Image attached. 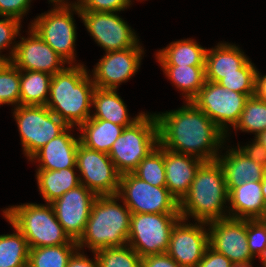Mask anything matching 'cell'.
<instances>
[{
    "instance_id": "1",
    "label": "cell",
    "mask_w": 266,
    "mask_h": 267,
    "mask_svg": "<svg viewBox=\"0 0 266 267\" xmlns=\"http://www.w3.org/2000/svg\"><path fill=\"white\" fill-rule=\"evenodd\" d=\"M154 114L159 144L167 150L203 161L217 160L223 151L226 135L191 101H184L176 110Z\"/></svg>"
},
{
    "instance_id": "51",
    "label": "cell",
    "mask_w": 266,
    "mask_h": 267,
    "mask_svg": "<svg viewBox=\"0 0 266 267\" xmlns=\"http://www.w3.org/2000/svg\"><path fill=\"white\" fill-rule=\"evenodd\" d=\"M260 263L262 267H266V256L260 259Z\"/></svg>"
},
{
    "instance_id": "6",
    "label": "cell",
    "mask_w": 266,
    "mask_h": 267,
    "mask_svg": "<svg viewBox=\"0 0 266 267\" xmlns=\"http://www.w3.org/2000/svg\"><path fill=\"white\" fill-rule=\"evenodd\" d=\"M47 12L41 13L28 25L60 56L68 65H79L76 61L77 28L74 14L81 19L77 3H52Z\"/></svg>"
},
{
    "instance_id": "4",
    "label": "cell",
    "mask_w": 266,
    "mask_h": 267,
    "mask_svg": "<svg viewBox=\"0 0 266 267\" xmlns=\"http://www.w3.org/2000/svg\"><path fill=\"white\" fill-rule=\"evenodd\" d=\"M119 200L117 195L96 197L84 233L77 241L78 249L87 247L91 252H96L128 245L132 213Z\"/></svg>"
},
{
    "instance_id": "7",
    "label": "cell",
    "mask_w": 266,
    "mask_h": 267,
    "mask_svg": "<svg viewBox=\"0 0 266 267\" xmlns=\"http://www.w3.org/2000/svg\"><path fill=\"white\" fill-rule=\"evenodd\" d=\"M159 144L155 114L144 112L132 125L125 127L108 153L118 172L132 173Z\"/></svg>"
},
{
    "instance_id": "41",
    "label": "cell",
    "mask_w": 266,
    "mask_h": 267,
    "mask_svg": "<svg viewBox=\"0 0 266 267\" xmlns=\"http://www.w3.org/2000/svg\"><path fill=\"white\" fill-rule=\"evenodd\" d=\"M252 142L240 146V143H237V147L246 154L251 160L255 161L257 164H260L266 167V149L257 139H251Z\"/></svg>"
},
{
    "instance_id": "26",
    "label": "cell",
    "mask_w": 266,
    "mask_h": 267,
    "mask_svg": "<svg viewBox=\"0 0 266 267\" xmlns=\"http://www.w3.org/2000/svg\"><path fill=\"white\" fill-rule=\"evenodd\" d=\"M76 170V171H75ZM77 167L61 170H36V180L40 196L46 203H52L70 189L81 184Z\"/></svg>"
},
{
    "instance_id": "32",
    "label": "cell",
    "mask_w": 266,
    "mask_h": 267,
    "mask_svg": "<svg viewBox=\"0 0 266 267\" xmlns=\"http://www.w3.org/2000/svg\"><path fill=\"white\" fill-rule=\"evenodd\" d=\"M233 130L252 133L258 136L266 130V102H263L256 95L247 98L240 119Z\"/></svg>"
},
{
    "instance_id": "19",
    "label": "cell",
    "mask_w": 266,
    "mask_h": 267,
    "mask_svg": "<svg viewBox=\"0 0 266 267\" xmlns=\"http://www.w3.org/2000/svg\"><path fill=\"white\" fill-rule=\"evenodd\" d=\"M68 126L61 134L40 148L28 161L39 163L36 170H61L76 167V153L80 136L75 137ZM72 133V134H71Z\"/></svg>"
},
{
    "instance_id": "39",
    "label": "cell",
    "mask_w": 266,
    "mask_h": 267,
    "mask_svg": "<svg viewBox=\"0 0 266 267\" xmlns=\"http://www.w3.org/2000/svg\"><path fill=\"white\" fill-rule=\"evenodd\" d=\"M133 2V0H79L77 4L80 11L121 12L129 9Z\"/></svg>"
},
{
    "instance_id": "29",
    "label": "cell",
    "mask_w": 266,
    "mask_h": 267,
    "mask_svg": "<svg viewBox=\"0 0 266 267\" xmlns=\"http://www.w3.org/2000/svg\"><path fill=\"white\" fill-rule=\"evenodd\" d=\"M51 78L46 72L20 70V105L46 106Z\"/></svg>"
},
{
    "instance_id": "5",
    "label": "cell",
    "mask_w": 266,
    "mask_h": 267,
    "mask_svg": "<svg viewBox=\"0 0 266 267\" xmlns=\"http://www.w3.org/2000/svg\"><path fill=\"white\" fill-rule=\"evenodd\" d=\"M3 217L25 237L30 248L77 243L64 231L50 203H24L3 208Z\"/></svg>"
},
{
    "instance_id": "21",
    "label": "cell",
    "mask_w": 266,
    "mask_h": 267,
    "mask_svg": "<svg viewBox=\"0 0 266 267\" xmlns=\"http://www.w3.org/2000/svg\"><path fill=\"white\" fill-rule=\"evenodd\" d=\"M204 161L164 148L166 188L180 202L188 193L196 171Z\"/></svg>"
},
{
    "instance_id": "50",
    "label": "cell",
    "mask_w": 266,
    "mask_h": 267,
    "mask_svg": "<svg viewBox=\"0 0 266 267\" xmlns=\"http://www.w3.org/2000/svg\"><path fill=\"white\" fill-rule=\"evenodd\" d=\"M252 262L253 261L247 263L234 264L232 267H254Z\"/></svg>"
},
{
    "instance_id": "37",
    "label": "cell",
    "mask_w": 266,
    "mask_h": 267,
    "mask_svg": "<svg viewBox=\"0 0 266 267\" xmlns=\"http://www.w3.org/2000/svg\"><path fill=\"white\" fill-rule=\"evenodd\" d=\"M0 55L4 50L9 49L8 60L11 61L16 49L17 41L21 32L22 24L19 19L0 16ZM3 18V19H2Z\"/></svg>"
},
{
    "instance_id": "14",
    "label": "cell",
    "mask_w": 266,
    "mask_h": 267,
    "mask_svg": "<svg viewBox=\"0 0 266 267\" xmlns=\"http://www.w3.org/2000/svg\"><path fill=\"white\" fill-rule=\"evenodd\" d=\"M90 73L95 87L118 89L139 71L145 54L142 46L105 52Z\"/></svg>"
},
{
    "instance_id": "18",
    "label": "cell",
    "mask_w": 266,
    "mask_h": 267,
    "mask_svg": "<svg viewBox=\"0 0 266 267\" xmlns=\"http://www.w3.org/2000/svg\"><path fill=\"white\" fill-rule=\"evenodd\" d=\"M28 36H21L11 62L19 70L40 71L51 75L61 72L68 64L30 26ZM26 37V38H25Z\"/></svg>"
},
{
    "instance_id": "16",
    "label": "cell",
    "mask_w": 266,
    "mask_h": 267,
    "mask_svg": "<svg viewBox=\"0 0 266 267\" xmlns=\"http://www.w3.org/2000/svg\"><path fill=\"white\" fill-rule=\"evenodd\" d=\"M209 247L233 264L255 260L247 245V220L226 217L208 222Z\"/></svg>"
},
{
    "instance_id": "23",
    "label": "cell",
    "mask_w": 266,
    "mask_h": 267,
    "mask_svg": "<svg viewBox=\"0 0 266 267\" xmlns=\"http://www.w3.org/2000/svg\"><path fill=\"white\" fill-rule=\"evenodd\" d=\"M228 213L231 218L244 220L265 219L266 204L262 181L246 182L228 194Z\"/></svg>"
},
{
    "instance_id": "8",
    "label": "cell",
    "mask_w": 266,
    "mask_h": 267,
    "mask_svg": "<svg viewBox=\"0 0 266 267\" xmlns=\"http://www.w3.org/2000/svg\"><path fill=\"white\" fill-rule=\"evenodd\" d=\"M12 111L27 160L68 127L46 106L19 105Z\"/></svg>"
},
{
    "instance_id": "20",
    "label": "cell",
    "mask_w": 266,
    "mask_h": 267,
    "mask_svg": "<svg viewBox=\"0 0 266 267\" xmlns=\"http://www.w3.org/2000/svg\"><path fill=\"white\" fill-rule=\"evenodd\" d=\"M229 147V149H228ZM225 153H220L217 160L221 164L226 181L228 194L246 182L262 181L266 174V167L257 164L244 154L237 146L234 148L223 146Z\"/></svg>"
},
{
    "instance_id": "24",
    "label": "cell",
    "mask_w": 266,
    "mask_h": 267,
    "mask_svg": "<svg viewBox=\"0 0 266 267\" xmlns=\"http://www.w3.org/2000/svg\"><path fill=\"white\" fill-rule=\"evenodd\" d=\"M92 113L94 119H102L114 124L128 127L132 125L144 112H139L131 118L127 105L117 93V89H102L96 87L92 95Z\"/></svg>"
},
{
    "instance_id": "44",
    "label": "cell",
    "mask_w": 266,
    "mask_h": 267,
    "mask_svg": "<svg viewBox=\"0 0 266 267\" xmlns=\"http://www.w3.org/2000/svg\"><path fill=\"white\" fill-rule=\"evenodd\" d=\"M93 258H88L84 251L77 249L70 257L67 267H100L96 253L92 252Z\"/></svg>"
},
{
    "instance_id": "43",
    "label": "cell",
    "mask_w": 266,
    "mask_h": 267,
    "mask_svg": "<svg viewBox=\"0 0 266 267\" xmlns=\"http://www.w3.org/2000/svg\"><path fill=\"white\" fill-rule=\"evenodd\" d=\"M141 267H181V266L167 253H161L141 258Z\"/></svg>"
},
{
    "instance_id": "47",
    "label": "cell",
    "mask_w": 266,
    "mask_h": 267,
    "mask_svg": "<svg viewBox=\"0 0 266 267\" xmlns=\"http://www.w3.org/2000/svg\"><path fill=\"white\" fill-rule=\"evenodd\" d=\"M9 62L8 54L0 55V70Z\"/></svg>"
},
{
    "instance_id": "3",
    "label": "cell",
    "mask_w": 266,
    "mask_h": 267,
    "mask_svg": "<svg viewBox=\"0 0 266 267\" xmlns=\"http://www.w3.org/2000/svg\"><path fill=\"white\" fill-rule=\"evenodd\" d=\"M228 191L223 168L218 160L204 161L191 183L188 193L179 202L181 218L211 222L229 217Z\"/></svg>"
},
{
    "instance_id": "31",
    "label": "cell",
    "mask_w": 266,
    "mask_h": 267,
    "mask_svg": "<svg viewBox=\"0 0 266 267\" xmlns=\"http://www.w3.org/2000/svg\"><path fill=\"white\" fill-rule=\"evenodd\" d=\"M77 249V243L30 248L28 264L30 267H67Z\"/></svg>"
},
{
    "instance_id": "42",
    "label": "cell",
    "mask_w": 266,
    "mask_h": 267,
    "mask_svg": "<svg viewBox=\"0 0 266 267\" xmlns=\"http://www.w3.org/2000/svg\"><path fill=\"white\" fill-rule=\"evenodd\" d=\"M234 264L226 256L208 247L196 267H232Z\"/></svg>"
},
{
    "instance_id": "22",
    "label": "cell",
    "mask_w": 266,
    "mask_h": 267,
    "mask_svg": "<svg viewBox=\"0 0 266 267\" xmlns=\"http://www.w3.org/2000/svg\"><path fill=\"white\" fill-rule=\"evenodd\" d=\"M249 59L239 45L226 41L218 42L206 52V80L218 83L226 75L240 74V68Z\"/></svg>"
},
{
    "instance_id": "36",
    "label": "cell",
    "mask_w": 266,
    "mask_h": 267,
    "mask_svg": "<svg viewBox=\"0 0 266 267\" xmlns=\"http://www.w3.org/2000/svg\"><path fill=\"white\" fill-rule=\"evenodd\" d=\"M257 67L249 59L241 68L240 74L226 75L218 83L224 88L245 94L247 97L255 95Z\"/></svg>"
},
{
    "instance_id": "48",
    "label": "cell",
    "mask_w": 266,
    "mask_h": 267,
    "mask_svg": "<svg viewBox=\"0 0 266 267\" xmlns=\"http://www.w3.org/2000/svg\"><path fill=\"white\" fill-rule=\"evenodd\" d=\"M262 194L265 200V204H266V174L264 179L262 180Z\"/></svg>"
},
{
    "instance_id": "34",
    "label": "cell",
    "mask_w": 266,
    "mask_h": 267,
    "mask_svg": "<svg viewBox=\"0 0 266 267\" xmlns=\"http://www.w3.org/2000/svg\"><path fill=\"white\" fill-rule=\"evenodd\" d=\"M95 253L100 267H141V257L129 245L103 248Z\"/></svg>"
},
{
    "instance_id": "30",
    "label": "cell",
    "mask_w": 266,
    "mask_h": 267,
    "mask_svg": "<svg viewBox=\"0 0 266 267\" xmlns=\"http://www.w3.org/2000/svg\"><path fill=\"white\" fill-rule=\"evenodd\" d=\"M9 224L14 232L0 235V267H24L28 264L30 247L22 233Z\"/></svg>"
},
{
    "instance_id": "46",
    "label": "cell",
    "mask_w": 266,
    "mask_h": 267,
    "mask_svg": "<svg viewBox=\"0 0 266 267\" xmlns=\"http://www.w3.org/2000/svg\"><path fill=\"white\" fill-rule=\"evenodd\" d=\"M266 149V130L261 132L258 136L255 137Z\"/></svg>"
},
{
    "instance_id": "28",
    "label": "cell",
    "mask_w": 266,
    "mask_h": 267,
    "mask_svg": "<svg viewBox=\"0 0 266 267\" xmlns=\"http://www.w3.org/2000/svg\"><path fill=\"white\" fill-rule=\"evenodd\" d=\"M171 84L181 91L185 101H191L206 82L205 66L160 65Z\"/></svg>"
},
{
    "instance_id": "17",
    "label": "cell",
    "mask_w": 266,
    "mask_h": 267,
    "mask_svg": "<svg viewBox=\"0 0 266 267\" xmlns=\"http://www.w3.org/2000/svg\"><path fill=\"white\" fill-rule=\"evenodd\" d=\"M97 195L80 184L50 203L68 236L78 241L83 235Z\"/></svg>"
},
{
    "instance_id": "12",
    "label": "cell",
    "mask_w": 266,
    "mask_h": 267,
    "mask_svg": "<svg viewBox=\"0 0 266 267\" xmlns=\"http://www.w3.org/2000/svg\"><path fill=\"white\" fill-rule=\"evenodd\" d=\"M81 20L97 46L105 52L141 46L138 34L120 12L80 11Z\"/></svg>"
},
{
    "instance_id": "2",
    "label": "cell",
    "mask_w": 266,
    "mask_h": 267,
    "mask_svg": "<svg viewBox=\"0 0 266 267\" xmlns=\"http://www.w3.org/2000/svg\"><path fill=\"white\" fill-rule=\"evenodd\" d=\"M66 66L52 75L46 107L68 126L78 129L91 117L96 87L86 65Z\"/></svg>"
},
{
    "instance_id": "13",
    "label": "cell",
    "mask_w": 266,
    "mask_h": 267,
    "mask_svg": "<svg viewBox=\"0 0 266 267\" xmlns=\"http://www.w3.org/2000/svg\"><path fill=\"white\" fill-rule=\"evenodd\" d=\"M76 167L81 184L97 196L117 195L121 174L107 153L91 150L80 143Z\"/></svg>"
},
{
    "instance_id": "49",
    "label": "cell",
    "mask_w": 266,
    "mask_h": 267,
    "mask_svg": "<svg viewBox=\"0 0 266 267\" xmlns=\"http://www.w3.org/2000/svg\"><path fill=\"white\" fill-rule=\"evenodd\" d=\"M69 0H48V4L52 3H77L79 0L76 1H69Z\"/></svg>"
},
{
    "instance_id": "15",
    "label": "cell",
    "mask_w": 266,
    "mask_h": 267,
    "mask_svg": "<svg viewBox=\"0 0 266 267\" xmlns=\"http://www.w3.org/2000/svg\"><path fill=\"white\" fill-rule=\"evenodd\" d=\"M207 226L206 222L180 218L172 228L166 253L181 267H196L209 247Z\"/></svg>"
},
{
    "instance_id": "11",
    "label": "cell",
    "mask_w": 266,
    "mask_h": 267,
    "mask_svg": "<svg viewBox=\"0 0 266 267\" xmlns=\"http://www.w3.org/2000/svg\"><path fill=\"white\" fill-rule=\"evenodd\" d=\"M117 196L131 213H180L179 202L166 186H153L133 173L121 175Z\"/></svg>"
},
{
    "instance_id": "10",
    "label": "cell",
    "mask_w": 266,
    "mask_h": 267,
    "mask_svg": "<svg viewBox=\"0 0 266 267\" xmlns=\"http://www.w3.org/2000/svg\"><path fill=\"white\" fill-rule=\"evenodd\" d=\"M247 98L245 94L206 80L191 102L215 123L228 140L232 134L231 127L233 129L238 123Z\"/></svg>"
},
{
    "instance_id": "38",
    "label": "cell",
    "mask_w": 266,
    "mask_h": 267,
    "mask_svg": "<svg viewBox=\"0 0 266 267\" xmlns=\"http://www.w3.org/2000/svg\"><path fill=\"white\" fill-rule=\"evenodd\" d=\"M247 245L251 254L258 260L266 256V221L247 220Z\"/></svg>"
},
{
    "instance_id": "27",
    "label": "cell",
    "mask_w": 266,
    "mask_h": 267,
    "mask_svg": "<svg viewBox=\"0 0 266 267\" xmlns=\"http://www.w3.org/2000/svg\"><path fill=\"white\" fill-rule=\"evenodd\" d=\"M124 128L107 120L90 117L78 128L81 132L80 143L91 150L108 154Z\"/></svg>"
},
{
    "instance_id": "33",
    "label": "cell",
    "mask_w": 266,
    "mask_h": 267,
    "mask_svg": "<svg viewBox=\"0 0 266 267\" xmlns=\"http://www.w3.org/2000/svg\"><path fill=\"white\" fill-rule=\"evenodd\" d=\"M132 173L153 186H166L164 147L158 144L153 151L140 161Z\"/></svg>"
},
{
    "instance_id": "35",
    "label": "cell",
    "mask_w": 266,
    "mask_h": 267,
    "mask_svg": "<svg viewBox=\"0 0 266 267\" xmlns=\"http://www.w3.org/2000/svg\"><path fill=\"white\" fill-rule=\"evenodd\" d=\"M20 105V70L9 61L0 70V106Z\"/></svg>"
},
{
    "instance_id": "25",
    "label": "cell",
    "mask_w": 266,
    "mask_h": 267,
    "mask_svg": "<svg viewBox=\"0 0 266 267\" xmlns=\"http://www.w3.org/2000/svg\"><path fill=\"white\" fill-rule=\"evenodd\" d=\"M207 48L194 39L187 38L170 42L157 50L154 57L159 65L205 66Z\"/></svg>"
},
{
    "instance_id": "40",
    "label": "cell",
    "mask_w": 266,
    "mask_h": 267,
    "mask_svg": "<svg viewBox=\"0 0 266 267\" xmlns=\"http://www.w3.org/2000/svg\"><path fill=\"white\" fill-rule=\"evenodd\" d=\"M31 2L32 0H0V16L16 18L22 22L31 8Z\"/></svg>"
},
{
    "instance_id": "9",
    "label": "cell",
    "mask_w": 266,
    "mask_h": 267,
    "mask_svg": "<svg viewBox=\"0 0 266 267\" xmlns=\"http://www.w3.org/2000/svg\"><path fill=\"white\" fill-rule=\"evenodd\" d=\"M180 213H132L128 245L143 258L166 253Z\"/></svg>"
},
{
    "instance_id": "45",
    "label": "cell",
    "mask_w": 266,
    "mask_h": 267,
    "mask_svg": "<svg viewBox=\"0 0 266 267\" xmlns=\"http://www.w3.org/2000/svg\"><path fill=\"white\" fill-rule=\"evenodd\" d=\"M255 95L263 102H266V75H262L258 70L256 73Z\"/></svg>"
}]
</instances>
